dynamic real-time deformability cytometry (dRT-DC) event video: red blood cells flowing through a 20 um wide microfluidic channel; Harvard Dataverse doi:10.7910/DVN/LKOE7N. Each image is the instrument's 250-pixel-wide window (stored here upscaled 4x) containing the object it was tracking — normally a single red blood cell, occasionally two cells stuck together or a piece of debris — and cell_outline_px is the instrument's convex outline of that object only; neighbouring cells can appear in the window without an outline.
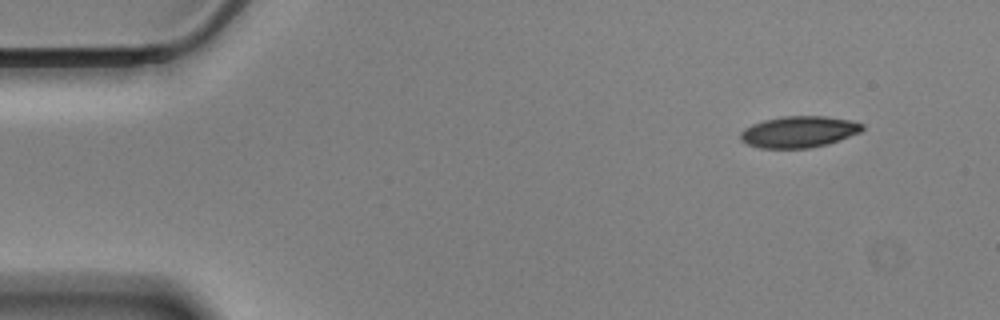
{"species": "Egyptian fruit bat (a non-hibernating species)", "species_latin": "Rousettus aegyptiacus", "temperature_condition": "cold", "stored_images_in_passage": 53, "camera_frame_rate_fps": 3000, "um_per_image_px": 0.085, "animal": {"sex": "male"}, "frame": {"image": 1, "passage_image": 1, "time_ms": 0.0, "image_size_px": [1000, 320], "cell_outline_px": [[864, 128], [860, 132], [828, 144], [808, 148], [760, 148], [748, 144], [740, 140], [740, 132], [744, 128], [752, 124], [764, 120], [784, 116], [824, 116], [848, 120], [864, 124]], "centroid_in_image_um": [67.88, 11.2], "position_along_channel_um": 17.1, "area_um2": 22.2}}
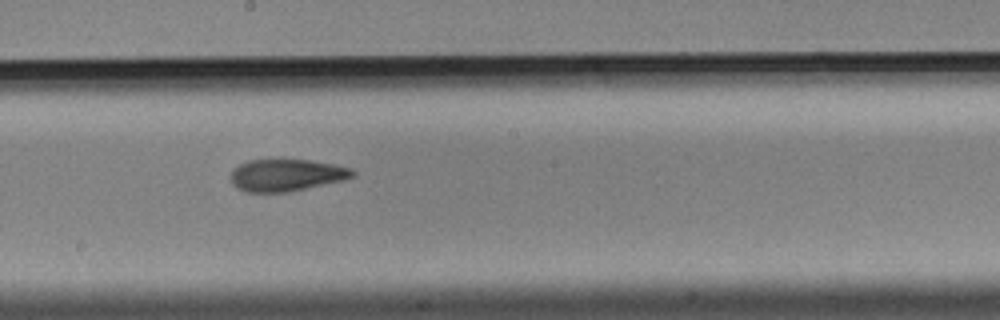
{"frame": {"image": 2, "passage_image": 27, "time_ms": 8.667, "image_size_px": [1000, 320], "cell_outline_px": [[356, 176], [344, 180], [288, 192], [248, 192], [236, 188], [232, 184], [232, 172], [240, 164], [248, 160], [308, 160], [332, 164], [352, 168], [356, 172]], "centroid_in_image_um": [24.38, 14.89], "position_along_channel_um": 223.8, "area_um2": 22.6}}
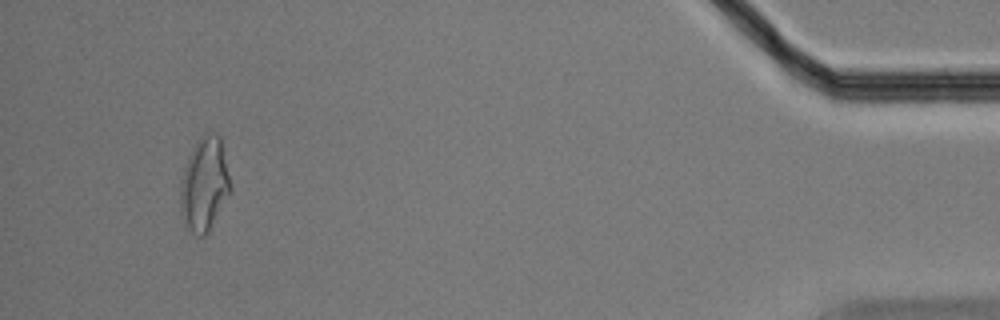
{"frame": {"image": 3, "passage_image": 50, "time_ms": 16.333, "image_size_px": [1000, 320], "cell_outline_px": [[232, 188], [208, 232], [204, 236], [196, 236], [184, 228], [180, 216], [180, 184], [184, 168], [188, 156], [192, 148], [200, 136], [208, 132], [216, 132], [220, 136]], "centroid_in_image_um": [17.34, 15.69], "position_along_channel_um": 417.9, "area_um2": 27.69}, "authors_computed_cell_mechanics": {"area_um2": 23.3512, "velocity_mm_per_s": 3.4679, "shape_relaxation_time_tau1_ms": 7.6393, "shape_relaxation_time_tau2_ms": 3.89, "deformation_change_tau1": 0.1865, "deformation_change_tau2": 0.1199}}